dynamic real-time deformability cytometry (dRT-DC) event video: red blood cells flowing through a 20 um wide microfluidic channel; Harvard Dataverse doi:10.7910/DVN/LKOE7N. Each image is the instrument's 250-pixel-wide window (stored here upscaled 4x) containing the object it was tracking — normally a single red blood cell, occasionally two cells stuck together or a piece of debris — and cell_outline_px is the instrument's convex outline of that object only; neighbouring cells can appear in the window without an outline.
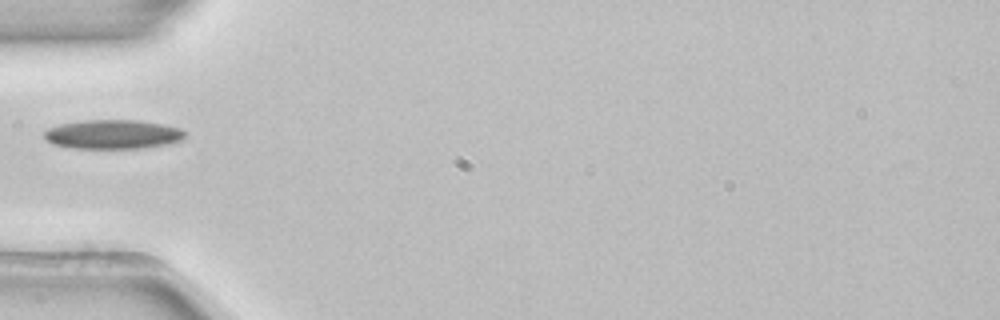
{"species": "common noctule bat (a hibernating species)", "species_latin": "Nyctalus noctula", "temperature_condition": "room temperature", "stored_images_in_passage": 36, "camera_frame_rate_fps": 3000, "um_per_image_px": 0.085, "animal": {"sex": "female", "body_mass_g": 22.7, "forearm_length_mm": 54.2}, "frame": {"image": 1, "passage_image": 1, "time_ms": 0.0, "image_size_px": [1000, 320], "cell_outline_px": [[184, 140], [168, 144], [140, 148], [76, 148], [52, 144], [44, 136], [44, 132], [48, 128], [60, 124], [84, 120], [136, 120], [164, 124], [180, 128], [184, 132]], "centroid_in_image_um": [9.61, 11.41], "position_along_channel_um": 75.4, "area_um2": 23.87}}
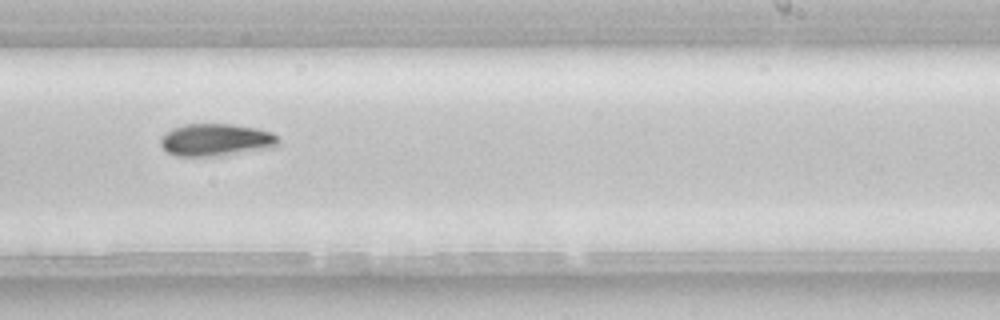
{"frame": {"image": 2, "passage_image": 16, "time_ms": 5.0, "image_size_px": [1000, 320], "cell_outline_px": [[280, 144], [272, 148], [228, 156], [176, 156], [168, 152], [160, 144], [160, 140], [164, 132], [172, 128], [184, 124], [232, 124], [256, 128], [272, 132], [280, 140]], "centroid_in_image_um": [18.39, 11.9], "position_along_channel_um": 270.6, "area_um2": 22.72}}